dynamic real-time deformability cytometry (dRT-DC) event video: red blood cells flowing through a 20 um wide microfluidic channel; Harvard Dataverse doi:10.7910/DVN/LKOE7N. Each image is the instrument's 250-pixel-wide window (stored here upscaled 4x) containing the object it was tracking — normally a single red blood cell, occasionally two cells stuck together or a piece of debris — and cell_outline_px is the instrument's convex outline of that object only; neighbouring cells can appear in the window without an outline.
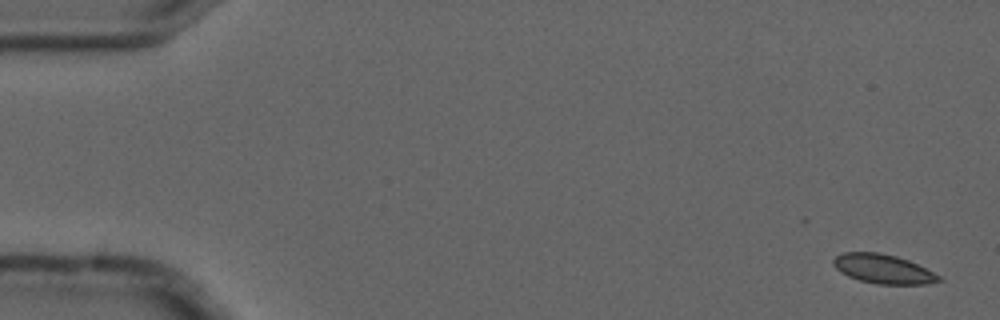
{"species": "common noctule bat (a hibernating species)", "species_latin": "Nyctalus noctula", "temperature_condition": "cold", "stored_images_in_passage": 6, "camera_frame_rate_fps": 3000, "um_per_image_px": 0.085, "animal": {"sex": "male", "forearm_length_mm": 52.5}, "frame": {"image": 1, "passage_image": 1, "time_ms": 0.0, "image_size_px": [1000, 320], "cell_outline_px": [[944, 280], [928, 284], [876, 284], [860, 280], [848, 276], [840, 272], [832, 264], [832, 260], [836, 256], [844, 252], [876, 252], [896, 256], [908, 260], [940, 276]], "centroid_in_image_um": [75.05, 22.86], "position_along_channel_um": 10.0, "area_um2": 17.86}}
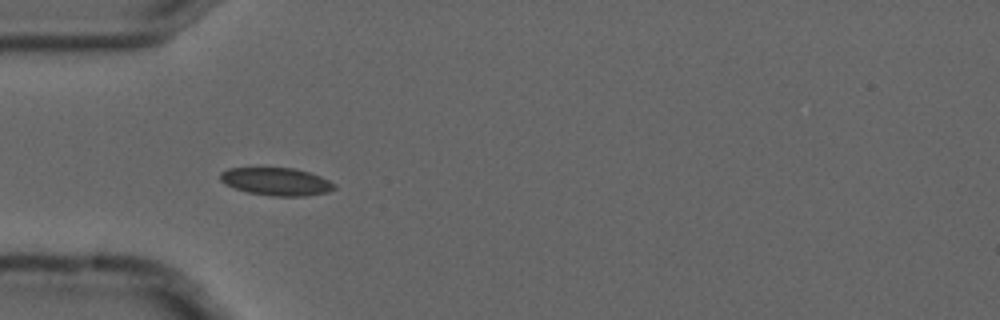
{"frame": {"image": 2, "passage_image": 5, "time_ms": 1.333, "image_size_px": [1000, 320], "cell_outline_px": [[336, 188], [328, 192], [308, 196], [272, 196], [248, 192], [224, 184], [220, 180], [220, 172], [228, 168], [296, 168], [320, 176], [336, 184]], "centroid_in_image_um": [23.5, 15.43], "position_along_channel_um": 61.5, "area_um2": 18.5}}
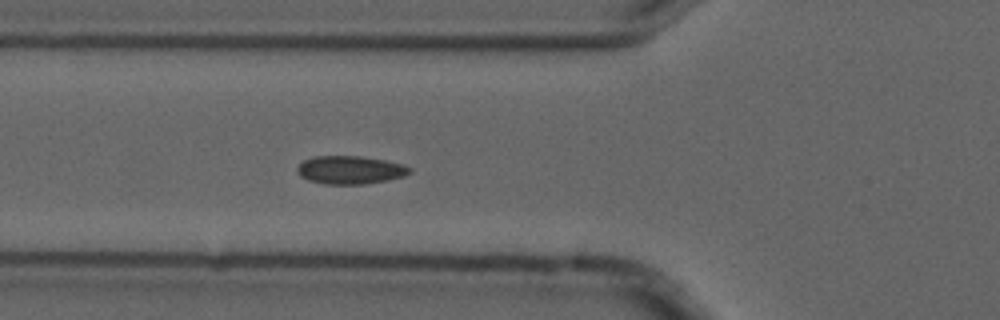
{"frame": {"image": 3, "passage_image": 6, "time_ms": 1.667, "image_size_px": [1000, 320], "cell_outline_px": [[412, 172], [404, 176], [388, 180], [364, 184], [324, 184], [308, 180], [300, 176], [296, 172], [296, 168], [304, 160], [312, 156], [360, 156], [384, 160], [400, 164], [412, 168]], "centroid_in_image_um": [29.74, 14.45], "position_along_channel_um": 96.1, "area_um2": 18.5}}